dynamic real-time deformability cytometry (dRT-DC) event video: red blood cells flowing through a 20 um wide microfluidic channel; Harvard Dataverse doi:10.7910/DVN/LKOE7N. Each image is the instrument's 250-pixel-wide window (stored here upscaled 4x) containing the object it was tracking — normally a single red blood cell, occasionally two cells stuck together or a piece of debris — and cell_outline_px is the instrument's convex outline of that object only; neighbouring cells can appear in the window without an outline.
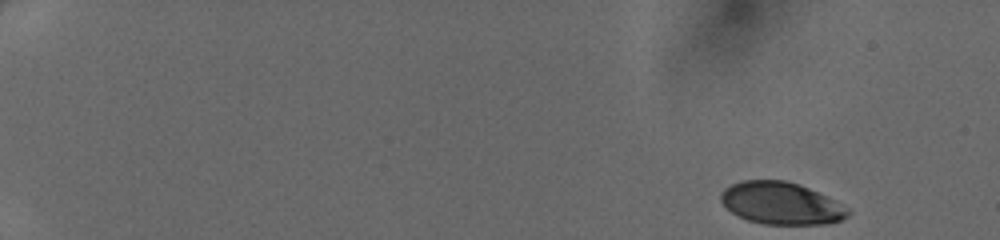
{"species": "human", "species_latin": "Homo sapiens", "temperature_condition": "cold", "stored_images_in_passage": 45, "camera_frame_rate_fps": 3000, "um_per_image_px": 0.085, "donor": {"sex": "female"}, "frame": {"image": 1, "passage_image": 1, "time_ms": 0.0, "image_size_px": [1000, 240], "cell_outline_px": [[852, 212], [848, 216], [840, 220], [828, 224], [764, 224], [748, 220], [732, 212], [720, 200], [720, 192], [724, 188], [732, 184], [744, 180], [784, 180], [800, 184], [848, 208]], "centroid_in_image_um": [66.38, 17.28], "position_along_channel_um": 18.6, "area_um2": 30.98}}
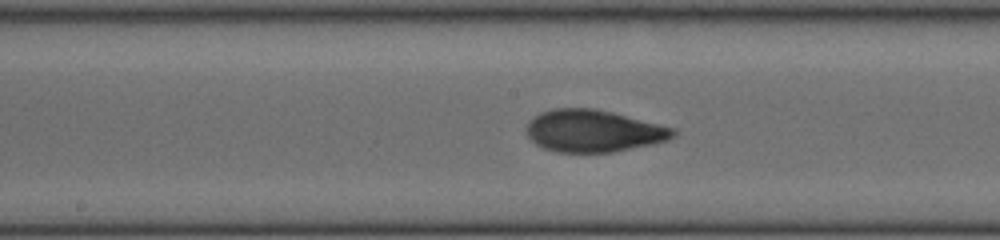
{"frame": {"image": 2, "passage_image": 25, "time_ms": 8.0, "image_size_px": [1000, 240], "cell_outline_px": [[676, 136], [668, 140], [652, 144], [612, 152], [556, 152], [544, 148], [536, 144], [528, 136], [528, 124], [540, 112], [556, 108], [596, 108], [676, 128]], "centroid_in_image_um": [50.49, 11.13], "position_along_channel_um": 197.7, "area_um2": 35.84}}
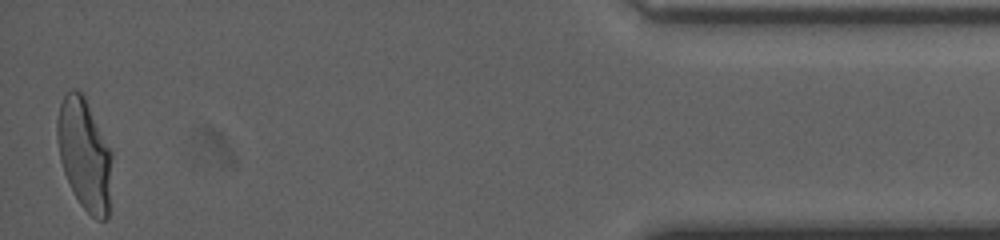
{"frame": {"image": 3, "passage_image": 45, "time_ms": 14.667, "image_size_px": [1000, 240], "cell_outline_px": [[112, 156], [108, 216], [104, 220], [96, 220], [80, 204], [64, 172], [60, 160], [56, 132], [56, 120], [60, 104], [64, 96], [72, 88], [80, 92], [84, 96], [112, 152]], "centroid_in_image_um": [7.17, 13.11], "position_along_channel_um": 428.0, "area_um2": 35.2}}